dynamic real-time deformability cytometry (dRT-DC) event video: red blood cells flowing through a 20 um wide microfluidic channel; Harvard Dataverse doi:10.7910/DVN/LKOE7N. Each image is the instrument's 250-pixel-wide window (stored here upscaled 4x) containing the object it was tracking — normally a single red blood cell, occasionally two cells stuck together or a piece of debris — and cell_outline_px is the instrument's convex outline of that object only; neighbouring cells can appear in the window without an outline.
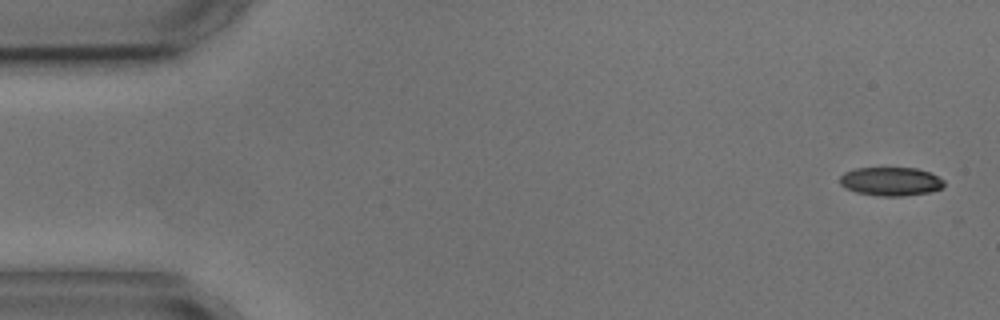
{"species": "common noctule bat (a hibernating species)", "species_latin": "Nyctalus noctula", "temperature_condition": "cold", "stored_images_in_passage": 5, "camera_frame_rate_fps": 3000, "um_per_image_px": 0.085, "animal": {"sex": "male", "body_mass_g": 17.9, "forearm_length_mm": 54.2}, "frame": {"image": 1, "passage_image": 1, "time_ms": 0.0, "image_size_px": [1000, 320], "cell_outline_px": [[944, 188], [928, 192], [904, 196], [880, 196], [856, 192], [844, 188], [840, 184], [840, 176], [844, 172], [856, 168], [916, 168], [928, 172], [944, 180]], "centroid_in_image_um": [75.69, 15.42], "position_along_channel_um": 9.3, "area_um2": 17.4}}